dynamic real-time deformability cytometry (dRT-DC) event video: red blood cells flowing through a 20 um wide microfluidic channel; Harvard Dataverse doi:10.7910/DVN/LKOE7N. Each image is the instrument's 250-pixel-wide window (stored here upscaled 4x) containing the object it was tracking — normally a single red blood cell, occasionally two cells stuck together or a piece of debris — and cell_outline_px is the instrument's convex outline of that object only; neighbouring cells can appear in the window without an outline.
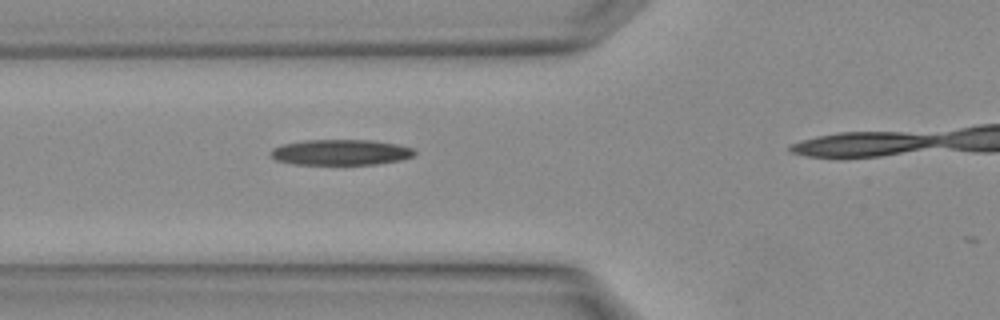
{"species": "Egyptian fruit bat (a non-hibernating species)", "species_latin": "Rousettus aegyptiacus", "temperature_condition": "warm", "stored_images_in_passage": 3, "camera_frame_rate_fps": 3000, "um_per_image_px": 0.085, "animal": {"sex": "female"}, "frame": {"image": 1, "passage_image": 2, "time_ms": 0.333, "image_size_px": [1000, 320], "cell_outline_px": [[416, 152], [412, 156], [400, 160], [376, 164], [292, 164], [276, 160], [268, 156], [268, 152], [272, 148], [284, 144], [304, 140], [372, 140], [396, 144], [412, 148]], "centroid_in_image_um": [28.89, 12.94], "position_along_channel_um": 96.9, "area_um2": 21.5}}